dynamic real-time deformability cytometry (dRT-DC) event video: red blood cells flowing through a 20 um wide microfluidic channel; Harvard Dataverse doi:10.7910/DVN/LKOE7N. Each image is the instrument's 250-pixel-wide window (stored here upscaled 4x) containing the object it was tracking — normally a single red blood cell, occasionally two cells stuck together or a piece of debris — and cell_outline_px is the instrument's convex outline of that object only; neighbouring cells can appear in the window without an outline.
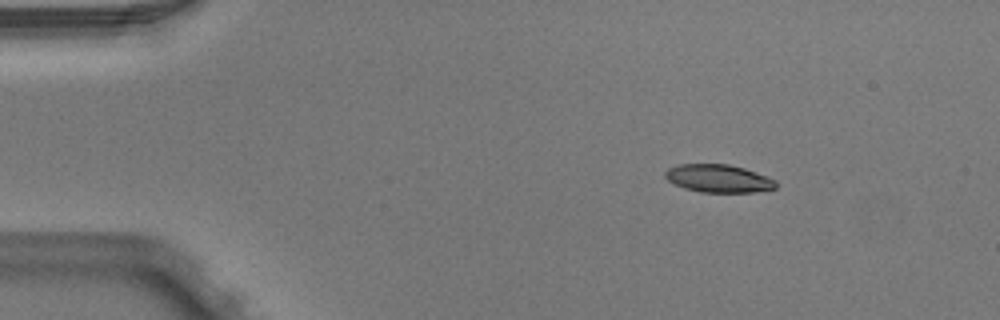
{"species": "Egyptian fruit bat (a non-hibernating species)", "species_latin": "Rousettus aegyptiacus", "temperature_condition": "warm", "stored_images_in_passage": 5, "camera_frame_rate_fps": 3000, "um_per_image_px": 0.085, "animal": {"sex": "male"}, "frame": {"image": 1, "passage_image": 3, "time_ms": 0.667, "image_size_px": [1000, 320], "cell_outline_px": [[776, 188], [756, 192], [700, 192], [684, 188], [668, 180], [664, 176], [664, 172], [668, 168], [680, 164], [728, 164], [744, 168], [756, 172], [776, 180]], "centroid_in_image_um": [61.07, 15.17], "position_along_channel_um": 23.9, "area_um2": 17.98}}